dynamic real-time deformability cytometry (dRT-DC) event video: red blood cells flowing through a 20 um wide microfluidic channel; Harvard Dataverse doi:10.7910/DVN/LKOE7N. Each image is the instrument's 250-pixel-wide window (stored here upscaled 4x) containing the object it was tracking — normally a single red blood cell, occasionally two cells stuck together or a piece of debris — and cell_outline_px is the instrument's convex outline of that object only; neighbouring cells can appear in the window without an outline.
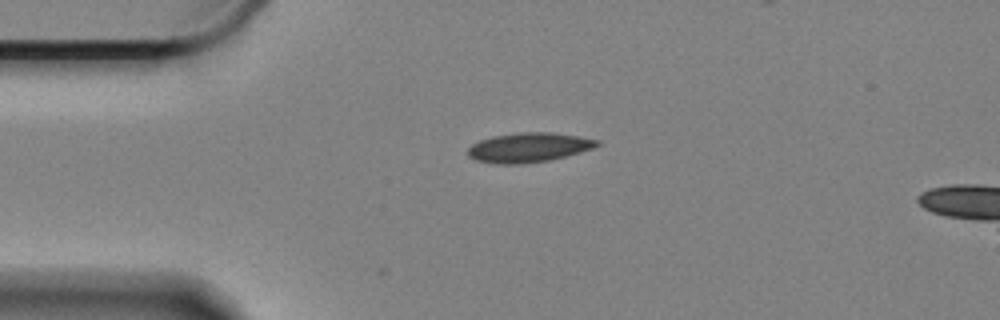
{"species": "Egyptian fruit bat (a non-hibernating species)", "species_latin": "Rousettus aegyptiacus", "temperature_condition": "cold", "stored_images_in_passage": 36, "camera_frame_rate_fps": 3000, "um_per_image_px": 0.085, "animal": {"sex": "female"}, "frame": {"image": 1, "passage_image": 1, "time_ms": 0.0, "image_size_px": [1000, 320], "cell_outline_px": [[600, 144], [592, 148], [580, 152], [548, 160], [524, 164], [492, 164], [476, 160], [468, 156], [468, 148], [472, 144], [480, 140], [492, 136], [520, 132], [552, 132], [600, 140]], "centroid_in_image_um": [44.9, 12.54], "position_along_channel_um": 40.1, "area_um2": 22.2}}
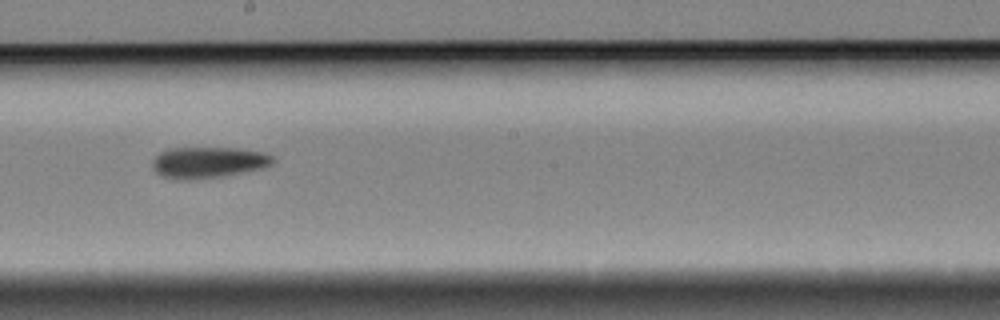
{"frame": {"image": 2, "passage_image": 20, "time_ms": 6.333, "image_size_px": [1000, 320], "cell_outline_px": [[276, 160], [272, 164], [264, 168], [224, 176], [192, 180], [176, 180], [160, 176], [152, 168], [152, 160], [160, 152], [168, 148], [236, 148], [264, 152], [272, 156]], "centroid_in_image_um": [17.68, 13.81], "position_along_channel_um": 230.5, "area_um2": 22.25}}
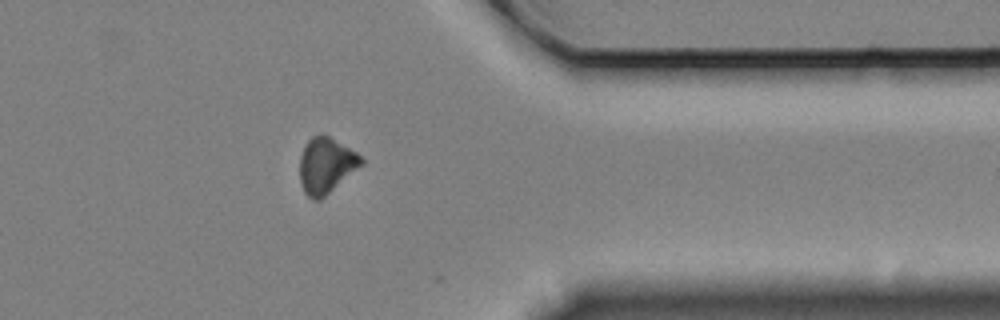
{"frame": {"image": 3, "passage_image": 35, "time_ms": 11.333, "image_size_px": [1000, 320], "cell_outline_px": [[364, 164], [320, 200], [312, 200], [304, 192], [300, 184], [300, 156], [304, 144], [312, 136], [328, 136], [356, 152], [364, 160]], "centroid_in_image_um": [27.7, 14.09], "position_along_channel_um": 383.7, "area_um2": 19.88}}